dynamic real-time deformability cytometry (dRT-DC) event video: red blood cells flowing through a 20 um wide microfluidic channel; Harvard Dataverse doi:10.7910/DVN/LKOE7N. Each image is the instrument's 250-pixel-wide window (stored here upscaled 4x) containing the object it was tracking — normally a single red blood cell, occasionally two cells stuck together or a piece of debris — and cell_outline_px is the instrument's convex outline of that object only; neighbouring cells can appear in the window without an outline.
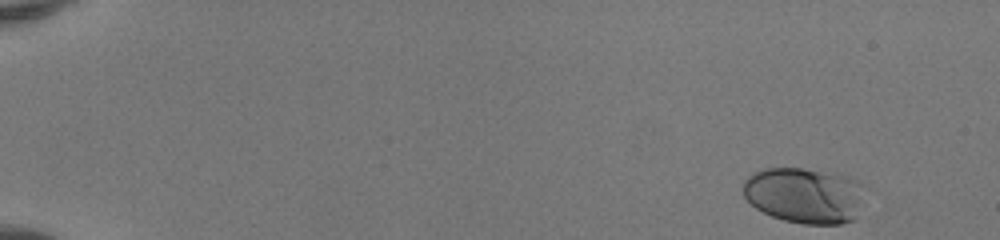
{"species": "human", "species_latin": "Homo sapiens", "temperature_condition": "room temperature", "stored_images_in_passage": 48, "camera_frame_rate_fps": 3000, "um_per_image_px": 0.085, "donor": {"sex": "female"}, "frame": {"image": 1, "passage_image": 1, "time_ms": 0.0, "image_size_px": [1000, 240], "cell_outline_px": [[868, 188], [856, 220], [840, 224], [804, 224], [784, 220], [772, 216], [756, 208], [744, 196], [744, 180], [748, 176], [764, 168], [804, 168], [836, 172], [852, 176], [868, 184]], "centroid_in_image_um": [68.52, 16.58], "position_along_channel_um": 16.5, "area_um2": 40.81}}
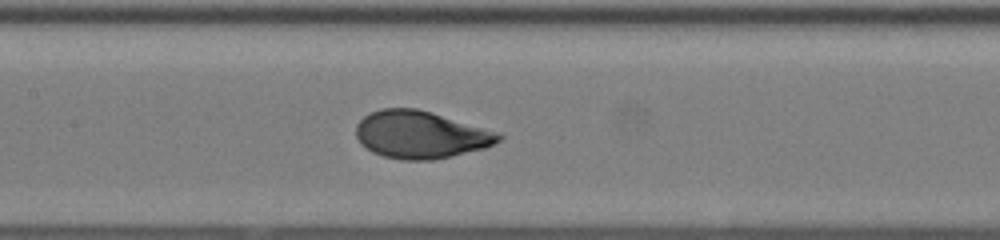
{"frame": {"image": 2, "passage_image": 24, "time_ms": 7.667, "image_size_px": [1000, 240], "cell_outline_px": [[504, 136], [500, 140], [484, 148], [452, 156], [432, 160], [400, 160], [384, 156], [372, 152], [360, 144], [356, 136], [356, 124], [364, 116], [380, 108], [416, 108], [432, 112]], "centroid_in_image_um": [35.66, 11.46], "position_along_channel_um": 171.7, "area_um2": 38.9}}
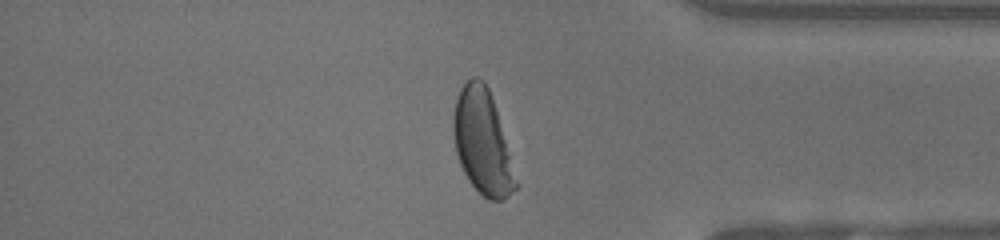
{"frame": {"image": 3, "passage_image": 41, "time_ms": 13.333, "image_size_px": [1000, 240], "cell_outline_px": [[516, 188], [504, 200], [488, 200], [468, 180], [460, 164], [456, 152], [452, 128], [452, 116], [456, 96], [460, 88], [472, 76], [480, 76], [484, 80], [488, 88], [496, 112], [504, 140], [516, 184]], "centroid_in_image_um": [40.93, 12.03], "position_along_channel_um": 394.3, "area_um2": 36.93}, "authors_computed_cell_mechanics": {"area_um2": 38.726, "velocity_mm_per_s": 4.1249, "shape_relaxation_time_tau1_ms": 2.8158, "shape_relaxation_time_tau2_ms": null, "deformation_change_tau1": 0.1817, "deformation_change_tau2": null}}